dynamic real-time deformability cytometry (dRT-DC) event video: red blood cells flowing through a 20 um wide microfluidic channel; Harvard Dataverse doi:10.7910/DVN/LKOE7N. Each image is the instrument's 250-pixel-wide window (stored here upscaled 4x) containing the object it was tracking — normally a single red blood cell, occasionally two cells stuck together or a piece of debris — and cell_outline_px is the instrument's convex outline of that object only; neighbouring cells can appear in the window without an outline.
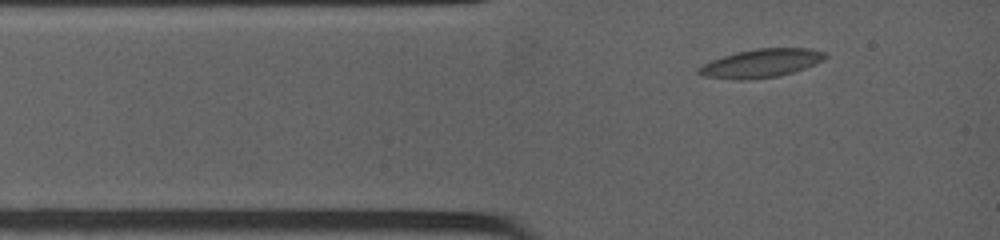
{"species": "common noctule bat (a hibernating species)", "species_latin": "Nyctalus noctula", "temperature_condition": "warm", "stored_images_in_passage": 32, "camera_frame_rate_fps": 4500, "um_per_image_px": 0.085, "animal": {"sex": "female", "body_mass_g": 19.0, "forearm_length_mm": 53.3}, "frame": {"image": 1, "passage_image": 3, "time_ms": 0.889, "image_size_px": [1000, 240], "cell_outline_px": [[828, 56], [824, 60], [816, 64], [792, 72], [776, 76], [744, 80], [736, 80], [704, 76], [696, 72], [696, 68], [712, 60], [736, 52], [756, 48], [808, 48], [824, 52]], "centroid_in_image_um": [64.69, 5.37], "position_along_channel_um": 20.3, "area_um2": 20.87}}
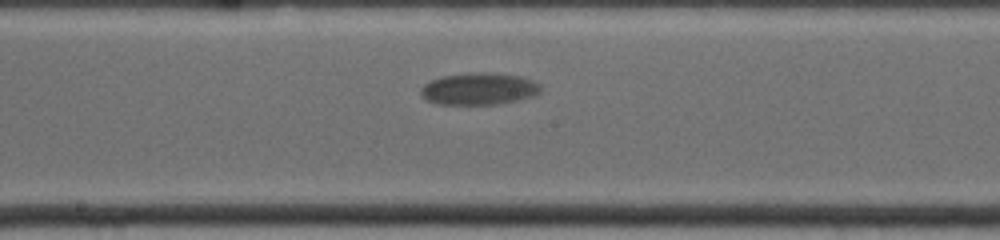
{"frame": {"image": 2, "passage_image": 15, "time_ms": 6.667, "image_size_px": [1000, 240], "cell_outline_px": [[540, 92], [532, 96], [516, 100], [496, 104], [440, 104], [428, 100], [420, 92], [420, 88], [424, 84], [440, 76], [480, 72], [488, 72], [520, 76], [532, 80], [540, 84]], "centroid_in_image_um": [40.71, 7.54], "position_along_channel_um": 207.5, "area_um2": 22.08}}
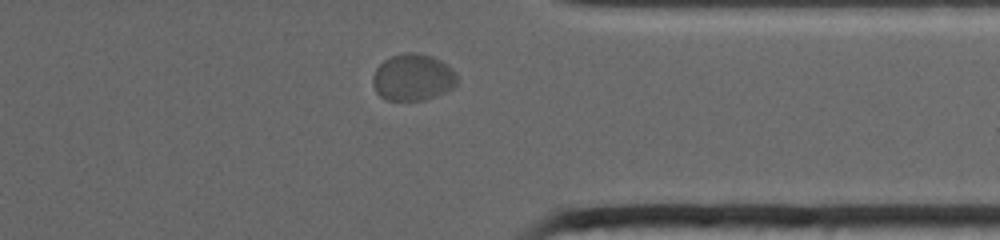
{"frame": {"image": 3, "passage_image": 28, "time_ms": 11.556, "image_size_px": [1000, 240], "cell_outline_px": [[460, 80], [452, 88], [444, 92], [424, 100], [388, 100], [380, 96], [376, 92], [372, 84], [372, 76], [376, 68], [384, 60], [392, 56], [404, 52], [416, 52], [432, 56], [448, 64], [456, 72]], "centroid_in_image_um": [35.11, 6.56], "position_along_channel_um": 376.3, "area_um2": 23.24}, "authors_computed_cell_mechanics": {"area_um2": 20.808, "velocity_mm_per_s": 3.5277, "shape_relaxation_time_tau1_ms": 1.2226, "shape_relaxation_time_tau2_ms": null, "deformation_change_tau1": 0.0584, "deformation_change_tau2": null}}